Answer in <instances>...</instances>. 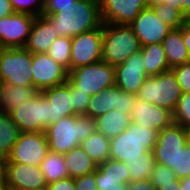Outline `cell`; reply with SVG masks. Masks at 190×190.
Returning a JSON list of instances; mask_svg holds the SVG:
<instances>
[{"mask_svg": "<svg viewBox=\"0 0 190 190\" xmlns=\"http://www.w3.org/2000/svg\"><path fill=\"white\" fill-rule=\"evenodd\" d=\"M43 15L59 37L72 38L102 24L98 0H76L66 7H45Z\"/></svg>", "mask_w": 190, "mask_h": 190, "instance_id": "6da1fadb", "label": "cell"}, {"mask_svg": "<svg viewBox=\"0 0 190 190\" xmlns=\"http://www.w3.org/2000/svg\"><path fill=\"white\" fill-rule=\"evenodd\" d=\"M96 131L95 119L87 115H71L50 124L46 131L49 151L65 154Z\"/></svg>", "mask_w": 190, "mask_h": 190, "instance_id": "7a4b0ae2", "label": "cell"}, {"mask_svg": "<svg viewBox=\"0 0 190 190\" xmlns=\"http://www.w3.org/2000/svg\"><path fill=\"white\" fill-rule=\"evenodd\" d=\"M141 51V44L127 24L103 23L102 61L117 66Z\"/></svg>", "mask_w": 190, "mask_h": 190, "instance_id": "3957f363", "label": "cell"}, {"mask_svg": "<svg viewBox=\"0 0 190 190\" xmlns=\"http://www.w3.org/2000/svg\"><path fill=\"white\" fill-rule=\"evenodd\" d=\"M158 133L131 122L125 131L110 139V159L126 162L139 158V155L147 151L152 152L158 140Z\"/></svg>", "mask_w": 190, "mask_h": 190, "instance_id": "277c9868", "label": "cell"}, {"mask_svg": "<svg viewBox=\"0 0 190 190\" xmlns=\"http://www.w3.org/2000/svg\"><path fill=\"white\" fill-rule=\"evenodd\" d=\"M183 92L172 70L158 75L147 76L137 98L174 112Z\"/></svg>", "mask_w": 190, "mask_h": 190, "instance_id": "5b68a950", "label": "cell"}, {"mask_svg": "<svg viewBox=\"0 0 190 190\" xmlns=\"http://www.w3.org/2000/svg\"><path fill=\"white\" fill-rule=\"evenodd\" d=\"M32 53L23 48H2L0 50V80L3 83L34 86L32 74Z\"/></svg>", "mask_w": 190, "mask_h": 190, "instance_id": "8992f818", "label": "cell"}, {"mask_svg": "<svg viewBox=\"0 0 190 190\" xmlns=\"http://www.w3.org/2000/svg\"><path fill=\"white\" fill-rule=\"evenodd\" d=\"M10 116L21 132H45L52 124L50 103L41 92L33 99L20 104Z\"/></svg>", "mask_w": 190, "mask_h": 190, "instance_id": "52a82bcc", "label": "cell"}, {"mask_svg": "<svg viewBox=\"0 0 190 190\" xmlns=\"http://www.w3.org/2000/svg\"><path fill=\"white\" fill-rule=\"evenodd\" d=\"M68 80L84 93L94 96L115 84V66L101 60L68 71Z\"/></svg>", "mask_w": 190, "mask_h": 190, "instance_id": "ba28073f", "label": "cell"}, {"mask_svg": "<svg viewBox=\"0 0 190 190\" xmlns=\"http://www.w3.org/2000/svg\"><path fill=\"white\" fill-rule=\"evenodd\" d=\"M49 152L45 132H21L6 163L39 166Z\"/></svg>", "mask_w": 190, "mask_h": 190, "instance_id": "9c48e42d", "label": "cell"}, {"mask_svg": "<svg viewBox=\"0 0 190 190\" xmlns=\"http://www.w3.org/2000/svg\"><path fill=\"white\" fill-rule=\"evenodd\" d=\"M103 23L71 38L70 70L102 60Z\"/></svg>", "mask_w": 190, "mask_h": 190, "instance_id": "30bf717a", "label": "cell"}, {"mask_svg": "<svg viewBox=\"0 0 190 190\" xmlns=\"http://www.w3.org/2000/svg\"><path fill=\"white\" fill-rule=\"evenodd\" d=\"M187 143L184 127L173 123L162 129L152 150L156 164L169 167L176 174L177 154Z\"/></svg>", "mask_w": 190, "mask_h": 190, "instance_id": "8fae6325", "label": "cell"}, {"mask_svg": "<svg viewBox=\"0 0 190 190\" xmlns=\"http://www.w3.org/2000/svg\"><path fill=\"white\" fill-rule=\"evenodd\" d=\"M31 68L33 85L39 92L62 85L68 80V70L48 53H32Z\"/></svg>", "mask_w": 190, "mask_h": 190, "instance_id": "7c38bea8", "label": "cell"}, {"mask_svg": "<svg viewBox=\"0 0 190 190\" xmlns=\"http://www.w3.org/2000/svg\"><path fill=\"white\" fill-rule=\"evenodd\" d=\"M35 16L14 13L0 18V46L23 48L27 42Z\"/></svg>", "mask_w": 190, "mask_h": 190, "instance_id": "4fadbf2b", "label": "cell"}, {"mask_svg": "<svg viewBox=\"0 0 190 190\" xmlns=\"http://www.w3.org/2000/svg\"><path fill=\"white\" fill-rule=\"evenodd\" d=\"M101 22L131 24L137 15L149 8L148 0H98Z\"/></svg>", "mask_w": 190, "mask_h": 190, "instance_id": "5bb4252c", "label": "cell"}, {"mask_svg": "<svg viewBox=\"0 0 190 190\" xmlns=\"http://www.w3.org/2000/svg\"><path fill=\"white\" fill-rule=\"evenodd\" d=\"M149 76L143 64L141 51L131 55L124 63L115 66V85L122 91L138 94Z\"/></svg>", "mask_w": 190, "mask_h": 190, "instance_id": "9a60e30c", "label": "cell"}, {"mask_svg": "<svg viewBox=\"0 0 190 190\" xmlns=\"http://www.w3.org/2000/svg\"><path fill=\"white\" fill-rule=\"evenodd\" d=\"M129 25L138 37L141 46L162 43L172 30L156 16L151 7L143 9Z\"/></svg>", "mask_w": 190, "mask_h": 190, "instance_id": "2e32d148", "label": "cell"}, {"mask_svg": "<svg viewBox=\"0 0 190 190\" xmlns=\"http://www.w3.org/2000/svg\"><path fill=\"white\" fill-rule=\"evenodd\" d=\"M6 185L10 190H40L48 186L39 166L6 163Z\"/></svg>", "mask_w": 190, "mask_h": 190, "instance_id": "e0dca14e", "label": "cell"}, {"mask_svg": "<svg viewBox=\"0 0 190 190\" xmlns=\"http://www.w3.org/2000/svg\"><path fill=\"white\" fill-rule=\"evenodd\" d=\"M129 115L136 125L158 132L174 123L172 112L155 104L141 101L138 98Z\"/></svg>", "mask_w": 190, "mask_h": 190, "instance_id": "ac0fdd59", "label": "cell"}, {"mask_svg": "<svg viewBox=\"0 0 190 190\" xmlns=\"http://www.w3.org/2000/svg\"><path fill=\"white\" fill-rule=\"evenodd\" d=\"M58 37L51 22L44 15L37 16L24 48L31 53H47Z\"/></svg>", "mask_w": 190, "mask_h": 190, "instance_id": "d6986e66", "label": "cell"}, {"mask_svg": "<svg viewBox=\"0 0 190 190\" xmlns=\"http://www.w3.org/2000/svg\"><path fill=\"white\" fill-rule=\"evenodd\" d=\"M51 106L52 124L60 118L74 115L72 104V83L67 80L64 84L41 91Z\"/></svg>", "mask_w": 190, "mask_h": 190, "instance_id": "ffe728a7", "label": "cell"}, {"mask_svg": "<svg viewBox=\"0 0 190 190\" xmlns=\"http://www.w3.org/2000/svg\"><path fill=\"white\" fill-rule=\"evenodd\" d=\"M40 92L34 86L1 83L0 112L10 114L20 104L36 97Z\"/></svg>", "mask_w": 190, "mask_h": 190, "instance_id": "44dd1931", "label": "cell"}, {"mask_svg": "<svg viewBox=\"0 0 190 190\" xmlns=\"http://www.w3.org/2000/svg\"><path fill=\"white\" fill-rule=\"evenodd\" d=\"M169 68L190 62V54L183 42L182 26L172 29L162 41Z\"/></svg>", "mask_w": 190, "mask_h": 190, "instance_id": "7402d4cb", "label": "cell"}, {"mask_svg": "<svg viewBox=\"0 0 190 190\" xmlns=\"http://www.w3.org/2000/svg\"><path fill=\"white\" fill-rule=\"evenodd\" d=\"M131 122L129 114L113 109L96 118L95 126L97 132L112 139L125 131Z\"/></svg>", "mask_w": 190, "mask_h": 190, "instance_id": "603a6c76", "label": "cell"}, {"mask_svg": "<svg viewBox=\"0 0 190 190\" xmlns=\"http://www.w3.org/2000/svg\"><path fill=\"white\" fill-rule=\"evenodd\" d=\"M63 156L68 168V177L70 178L82 177L85 174L95 172L97 169V164L80 146L63 154Z\"/></svg>", "mask_w": 190, "mask_h": 190, "instance_id": "cb8c5ba5", "label": "cell"}, {"mask_svg": "<svg viewBox=\"0 0 190 190\" xmlns=\"http://www.w3.org/2000/svg\"><path fill=\"white\" fill-rule=\"evenodd\" d=\"M141 53L143 55V64L146 68V73L149 76L171 70L167 63L162 43L141 46Z\"/></svg>", "mask_w": 190, "mask_h": 190, "instance_id": "d4e9b609", "label": "cell"}, {"mask_svg": "<svg viewBox=\"0 0 190 190\" xmlns=\"http://www.w3.org/2000/svg\"><path fill=\"white\" fill-rule=\"evenodd\" d=\"M116 107V85L103 89L91 96L85 115L93 119L111 111Z\"/></svg>", "mask_w": 190, "mask_h": 190, "instance_id": "484cf974", "label": "cell"}, {"mask_svg": "<svg viewBox=\"0 0 190 190\" xmlns=\"http://www.w3.org/2000/svg\"><path fill=\"white\" fill-rule=\"evenodd\" d=\"M80 147L97 165L110 159V139L102 133L95 131L80 143Z\"/></svg>", "mask_w": 190, "mask_h": 190, "instance_id": "4316f807", "label": "cell"}, {"mask_svg": "<svg viewBox=\"0 0 190 190\" xmlns=\"http://www.w3.org/2000/svg\"><path fill=\"white\" fill-rule=\"evenodd\" d=\"M21 131L10 114L0 112V158L7 159Z\"/></svg>", "mask_w": 190, "mask_h": 190, "instance_id": "83f0119b", "label": "cell"}, {"mask_svg": "<svg viewBox=\"0 0 190 190\" xmlns=\"http://www.w3.org/2000/svg\"><path fill=\"white\" fill-rule=\"evenodd\" d=\"M47 184L68 178V168L63 154L49 151L39 165Z\"/></svg>", "mask_w": 190, "mask_h": 190, "instance_id": "f1b7e54d", "label": "cell"}, {"mask_svg": "<svg viewBox=\"0 0 190 190\" xmlns=\"http://www.w3.org/2000/svg\"><path fill=\"white\" fill-rule=\"evenodd\" d=\"M129 171L130 182L149 179L156 164L152 152H146L139 155V158L131 159L125 162Z\"/></svg>", "mask_w": 190, "mask_h": 190, "instance_id": "f546056e", "label": "cell"}, {"mask_svg": "<svg viewBox=\"0 0 190 190\" xmlns=\"http://www.w3.org/2000/svg\"><path fill=\"white\" fill-rule=\"evenodd\" d=\"M150 7L153 9L156 16L172 29H179L188 20L180 10L173 8L164 2L157 3Z\"/></svg>", "mask_w": 190, "mask_h": 190, "instance_id": "4dcf8cb0", "label": "cell"}, {"mask_svg": "<svg viewBox=\"0 0 190 190\" xmlns=\"http://www.w3.org/2000/svg\"><path fill=\"white\" fill-rule=\"evenodd\" d=\"M47 53L52 59L70 71L71 38L58 37Z\"/></svg>", "mask_w": 190, "mask_h": 190, "instance_id": "1f68e13d", "label": "cell"}, {"mask_svg": "<svg viewBox=\"0 0 190 190\" xmlns=\"http://www.w3.org/2000/svg\"><path fill=\"white\" fill-rule=\"evenodd\" d=\"M97 169L104 175V177L122 178V184L130 183L129 171L125 162L108 159L97 165Z\"/></svg>", "mask_w": 190, "mask_h": 190, "instance_id": "d6a6232c", "label": "cell"}, {"mask_svg": "<svg viewBox=\"0 0 190 190\" xmlns=\"http://www.w3.org/2000/svg\"><path fill=\"white\" fill-rule=\"evenodd\" d=\"M15 13H26L32 16L43 15L44 0H9Z\"/></svg>", "mask_w": 190, "mask_h": 190, "instance_id": "836d02e7", "label": "cell"}, {"mask_svg": "<svg viewBox=\"0 0 190 190\" xmlns=\"http://www.w3.org/2000/svg\"><path fill=\"white\" fill-rule=\"evenodd\" d=\"M173 122L182 127L190 125V92L180 97L173 112Z\"/></svg>", "mask_w": 190, "mask_h": 190, "instance_id": "e575fe53", "label": "cell"}, {"mask_svg": "<svg viewBox=\"0 0 190 190\" xmlns=\"http://www.w3.org/2000/svg\"><path fill=\"white\" fill-rule=\"evenodd\" d=\"M152 184L158 189L163 185L171 184L178 178L176 174L169 168L159 164L154 165V169L149 178Z\"/></svg>", "mask_w": 190, "mask_h": 190, "instance_id": "d590c367", "label": "cell"}, {"mask_svg": "<svg viewBox=\"0 0 190 190\" xmlns=\"http://www.w3.org/2000/svg\"><path fill=\"white\" fill-rule=\"evenodd\" d=\"M176 176L182 179L190 176V144L177 154L176 157Z\"/></svg>", "mask_w": 190, "mask_h": 190, "instance_id": "8d00e7d4", "label": "cell"}, {"mask_svg": "<svg viewBox=\"0 0 190 190\" xmlns=\"http://www.w3.org/2000/svg\"><path fill=\"white\" fill-rule=\"evenodd\" d=\"M95 179L98 190H127L128 184H122V178L104 177V175L96 169Z\"/></svg>", "mask_w": 190, "mask_h": 190, "instance_id": "74e56055", "label": "cell"}, {"mask_svg": "<svg viewBox=\"0 0 190 190\" xmlns=\"http://www.w3.org/2000/svg\"><path fill=\"white\" fill-rule=\"evenodd\" d=\"M136 99V94L122 91L116 86V107H114V109L130 114L131 110H133V107L135 106Z\"/></svg>", "mask_w": 190, "mask_h": 190, "instance_id": "f35d334b", "label": "cell"}, {"mask_svg": "<svg viewBox=\"0 0 190 190\" xmlns=\"http://www.w3.org/2000/svg\"><path fill=\"white\" fill-rule=\"evenodd\" d=\"M91 96L84 93L72 84V104L74 107V115H85L87 106Z\"/></svg>", "mask_w": 190, "mask_h": 190, "instance_id": "ab89813d", "label": "cell"}, {"mask_svg": "<svg viewBox=\"0 0 190 190\" xmlns=\"http://www.w3.org/2000/svg\"><path fill=\"white\" fill-rule=\"evenodd\" d=\"M181 86L183 93L190 92V62L176 66L171 69Z\"/></svg>", "mask_w": 190, "mask_h": 190, "instance_id": "60d3db41", "label": "cell"}, {"mask_svg": "<svg viewBox=\"0 0 190 190\" xmlns=\"http://www.w3.org/2000/svg\"><path fill=\"white\" fill-rule=\"evenodd\" d=\"M75 190H98L95 172L74 179Z\"/></svg>", "mask_w": 190, "mask_h": 190, "instance_id": "b9f144b4", "label": "cell"}, {"mask_svg": "<svg viewBox=\"0 0 190 190\" xmlns=\"http://www.w3.org/2000/svg\"><path fill=\"white\" fill-rule=\"evenodd\" d=\"M49 190H75V182L73 178H65L52 183H49Z\"/></svg>", "mask_w": 190, "mask_h": 190, "instance_id": "7bdbcfd3", "label": "cell"}, {"mask_svg": "<svg viewBox=\"0 0 190 190\" xmlns=\"http://www.w3.org/2000/svg\"><path fill=\"white\" fill-rule=\"evenodd\" d=\"M127 190H157L150 179L132 181L128 184Z\"/></svg>", "mask_w": 190, "mask_h": 190, "instance_id": "ee69618b", "label": "cell"}, {"mask_svg": "<svg viewBox=\"0 0 190 190\" xmlns=\"http://www.w3.org/2000/svg\"><path fill=\"white\" fill-rule=\"evenodd\" d=\"M14 13L15 12L9 0H0V18L10 16Z\"/></svg>", "mask_w": 190, "mask_h": 190, "instance_id": "f6af8a7d", "label": "cell"}, {"mask_svg": "<svg viewBox=\"0 0 190 190\" xmlns=\"http://www.w3.org/2000/svg\"><path fill=\"white\" fill-rule=\"evenodd\" d=\"M182 37H183V42L186 45L187 50L189 51L190 54V20H187L182 25Z\"/></svg>", "mask_w": 190, "mask_h": 190, "instance_id": "bcb514c9", "label": "cell"}, {"mask_svg": "<svg viewBox=\"0 0 190 190\" xmlns=\"http://www.w3.org/2000/svg\"><path fill=\"white\" fill-rule=\"evenodd\" d=\"M76 0H45V7H66Z\"/></svg>", "mask_w": 190, "mask_h": 190, "instance_id": "7dc6e473", "label": "cell"}, {"mask_svg": "<svg viewBox=\"0 0 190 190\" xmlns=\"http://www.w3.org/2000/svg\"><path fill=\"white\" fill-rule=\"evenodd\" d=\"M0 185H6V160L0 158Z\"/></svg>", "mask_w": 190, "mask_h": 190, "instance_id": "c3c4849f", "label": "cell"}, {"mask_svg": "<svg viewBox=\"0 0 190 190\" xmlns=\"http://www.w3.org/2000/svg\"><path fill=\"white\" fill-rule=\"evenodd\" d=\"M157 190H182L180 179H177L171 184L163 185V187L158 188Z\"/></svg>", "mask_w": 190, "mask_h": 190, "instance_id": "681fc988", "label": "cell"}, {"mask_svg": "<svg viewBox=\"0 0 190 190\" xmlns=\"http://www.w3.org/2000/svg\"><path fill=\"white\" fill-rule=\"evenodd\" d=\"M178 4H183V14L190 20V0H178Z\"/></svg>", "mask_w": 190, "mask_h": 190, "instance_id": "f907efd6", "label": "cell"}, {"mask_svg": "<svg viewBox=\"0 0 190 190\" xmlns=\"http://www.w3.org/2000/svg\"><path fill=\"white\" fill-rule=\"evenodd\" d=\"M164 3L180 10L183 13V4H178V0H164Z\"/></svg>", "mask_w": 190, "mask_h": 190, "instance_id": "816d5d0a", "label": "cell"}, {"mask_svg": "<svg viewBox=\"0 0 190 190\" xmlns=\"http://www.w3.org/2000/svg\"><path fill=\"white\" fill-rule=\"evenodd\" d=\"M182 190H190V176L180 179Z\"/></svg>", "mask_w": 190, "mask_h": 190, "instance_id": "f5cc1de1", "label": "cell"}, {"mask_svg": "<svg viewBox=\"0 0 190 190\" xmlns=\"http://www.w3.org/2000/svg\"><path fill=\"white\" fill-rule=\"evenodd\" d=\"M185 133H186V139L188 144H190V125L184 127Z\"/></svg>", "mask_w": 190, "mask_h": 190, "instance_id": "db71d44e", "label": "cell"}, {"mask_svg": "<svg viewBox=\"0 0 190 190\" xmlns=\"http://www.w3.org/2000/svg\"><path fill=\"white\" fill-rule=\"evenodd\" d=\"M164 0H148L149 6L155 5L157 3H162Z\"/></svg>", "mask_w": 190, "mask_h": 190, "instance_id": "11a10c76", "label": "cell"}, {"mask_svg": "<svg viewBox=\"0 0 190 190\" xmlns=\"http://www.w3.org/2000/svg\"><path fill=\"white\" fill-rule=\"evenodd\" d=\"M0 190H10L7 185H0Z\"/></svg>", "mask_w": 190, "mask_h": 190, "instance_id": "9f6ffc18", "label": "cell"}, {"mask_svg": "<svg viewBox=\"0 0 190 190\" xmlns=\"http://www.w3.org/2000/svg\"><path fill=\"white\" fill-rule=\"evenodd\" d=\"M40 190H49V188H48V187H45V188H43V189H40Z\"/></svg>", "mask_w": 190, "mask_h": 190, "instance_id": "6f0895ef", "label": "cell"}]
</instances>
